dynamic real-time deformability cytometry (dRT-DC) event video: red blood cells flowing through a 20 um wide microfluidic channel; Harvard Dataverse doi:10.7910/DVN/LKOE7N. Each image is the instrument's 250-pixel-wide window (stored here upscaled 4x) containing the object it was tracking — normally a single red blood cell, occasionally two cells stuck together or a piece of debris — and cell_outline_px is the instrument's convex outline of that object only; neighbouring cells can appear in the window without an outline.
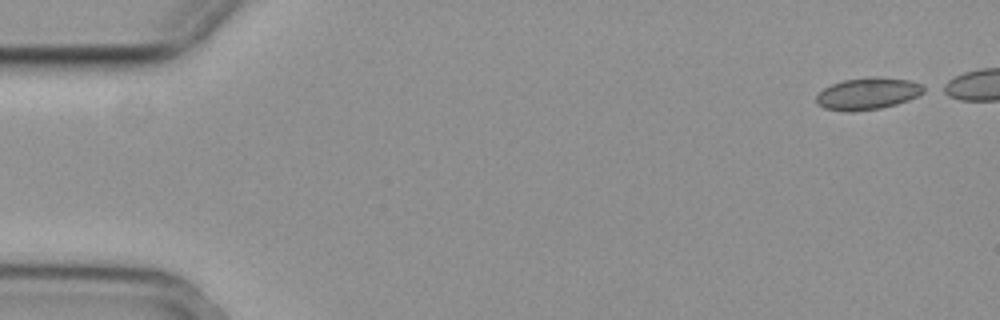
{"species": "common noctule bat (a hibernating species)", "species_latin": "Nyctalus noctula", "temperature_condition": "cold", "stored_images_in_passage": 17, "camera_frame_rate_fps": 3000, "um_per_image_px": 0.085, "animal": {"sex": "female", "body_mass_g": 29.2, "forearm_length_mm": 56.3}, "frame": {"image": 1, "passage_image": 1, "time_ms": 0.0, "image_size_px": [1000, 320], "cell_outline_px": [[928, 88], [924, 92], [908, 100], [896, 104], [880, 108], [852, 112], [848, 112], [824, 108], [816, 104], [816, 96], [824, 88], [832, 84], [844, 80], [868, 76], [876, 76], [908, 80], [920, 84]], "centroid_in_image_um": [73.75, 7.95], "position_along_channel_um": 11.3, "area_um2": 20.06}}